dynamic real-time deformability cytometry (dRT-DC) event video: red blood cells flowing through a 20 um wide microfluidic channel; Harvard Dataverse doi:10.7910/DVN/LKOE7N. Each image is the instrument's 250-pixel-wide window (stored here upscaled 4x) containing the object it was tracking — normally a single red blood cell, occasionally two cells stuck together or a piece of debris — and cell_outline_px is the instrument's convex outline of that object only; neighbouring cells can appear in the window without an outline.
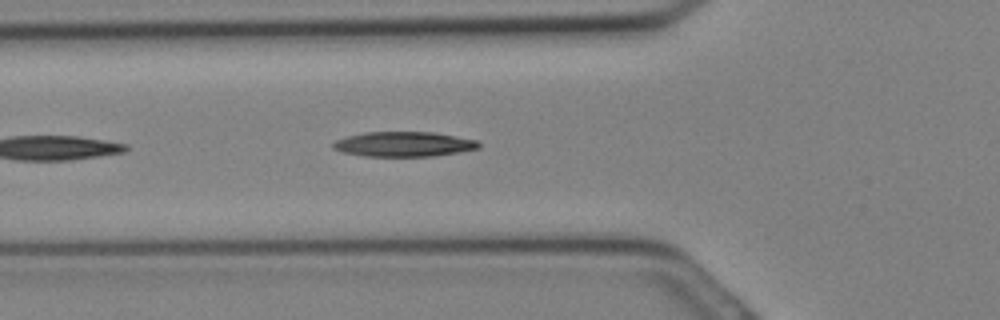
{"species": "Egyptian fruit bat (a non-hibernating species)", "species_latin": "Rousettus aegyptiacus", "temperature_condition": "cold", "stored_images_in_passage": 16, "camera_frame_rate_fps": 3000, "um_per_image_px": 0.085, "animal": {"sex": "female"}, "frame": {"image": 1, "passage_image": 10, "time_ms": 3.0, "image_size_px": [1000, 320], "cell_outline_px": [[480, 148], [432, 156], [364, 156], [344, 152], [332, 148], [332, 144], [336, 140], [348, 136], [364, 132], [432, 132], [456, 136], [476, 140], [480, 144]], "centroid_in_image_um": [34.3, 12.25], "position_along_channel_um": 91.5, "area_um2": 20.92}}
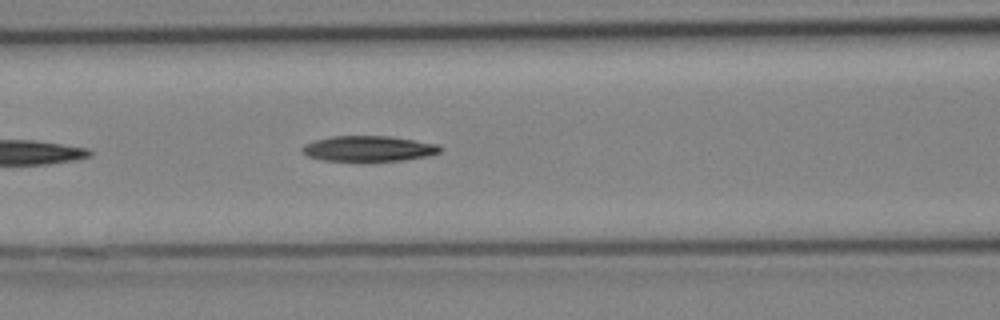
{"frame": {"image": 2, "passage_image": 12, "time_ms": 3.667, "image_size_px": [1000, 320], "cell_outline_px": [[440, 152], [428, 156], [404, 160], [320, 160], [308, 156], [300, 152], [300, 148], [304, 144], [316, 140], [332, 136], [388, 136], [440, 144]], "centroid_in_image_um": [31.31, 12.62], "position_along_channel_um": 135.3, "area_um2": 20.35}}
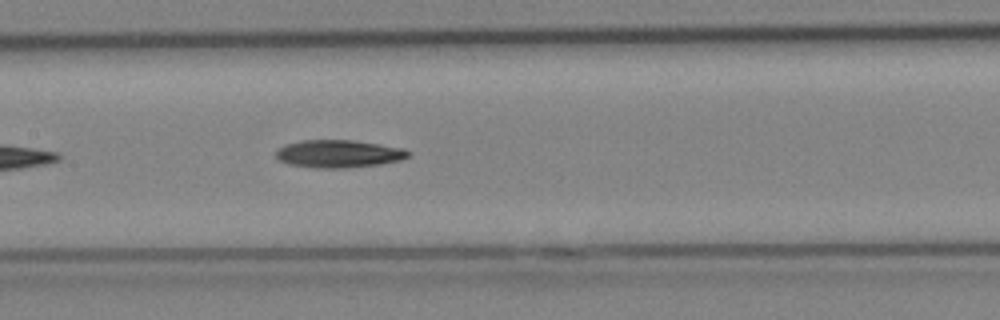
{"frame": {"image": 3, "passage_image": 14, "time_ms": 4.333, "image_size_px": [1000, 320], "cell_outline_px": [[412, 152], [408, 156], [400, 160], [380, 164], [344, 168], [316, 168], [288, 164], [280, 160], [276, 156], [276, 152], [284, 144], [304, 140], [352, 140], [380, 144], [404, 148]], "centroid_in_image_um": [28.8, 13.07], "position_along_channel_um": 178.6, "area_um2": 21.33}}